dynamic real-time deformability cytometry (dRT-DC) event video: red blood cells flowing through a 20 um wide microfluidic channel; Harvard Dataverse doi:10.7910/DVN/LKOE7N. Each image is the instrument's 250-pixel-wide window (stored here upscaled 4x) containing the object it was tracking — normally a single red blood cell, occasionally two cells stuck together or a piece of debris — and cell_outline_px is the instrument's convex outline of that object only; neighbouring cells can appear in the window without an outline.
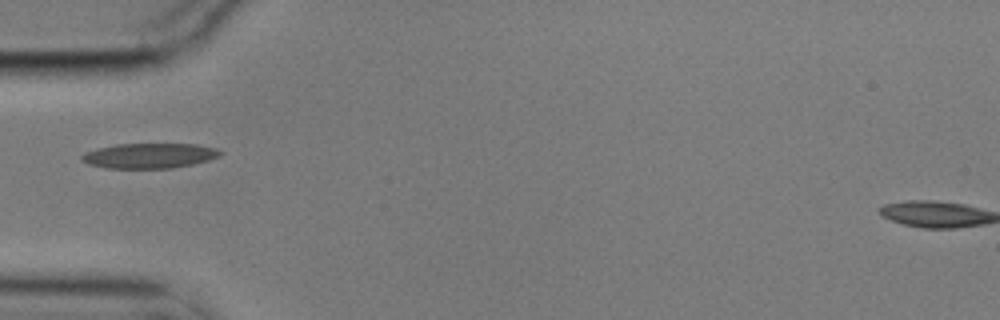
{"species": "common noctule bat (a hibernating species)", "species_latin": "Nyctalus noctula", "temperature_condition": "cold", "stored_images_in_passage": 1, "camera_frame_rate_fps": 3000, "um_per_image_px": 0.085, "animal": {"sex": "male", "body_mass_g": 17.9}, "frame": {"image": 1, "passage_image": 1, "time_ms": 0.0, "image_size_px": [1000, 320], "cell_outline_px": [[224, 152], [220, 156], [208, 160], [192, 164], [172, 168], [104, 168], [88, 164], [80, 160], [80, 156], [84, 152], [96, 148], [116, 144], [196, 144], [216, 148]], "centroid_in_image_um": [12.66, 13.23], "position_along_channel_um": 72.3, "area_um2": 20.4}}